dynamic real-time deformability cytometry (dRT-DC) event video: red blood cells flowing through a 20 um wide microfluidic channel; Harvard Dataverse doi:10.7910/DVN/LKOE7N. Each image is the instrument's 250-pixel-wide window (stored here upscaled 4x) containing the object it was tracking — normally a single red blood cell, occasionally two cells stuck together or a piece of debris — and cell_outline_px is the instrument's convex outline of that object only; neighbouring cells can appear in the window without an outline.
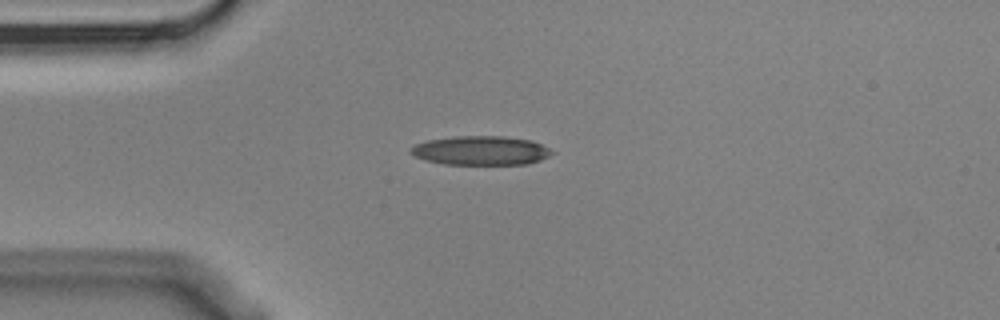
{"species": "Egyptian fruit bat (a non-hibernating species)", "species_latin": "Rousettus aegyptiacus", "temperature_condition": "cold", "stored_images_in_passage": 2, "camera_frame_rate_fps": 3000, "um_per_image_px": 0.085, "animal": {"sex": "male"}, "frame": {"image": 1, "passage_image": 1, "time_ms": 0.0, "image_size_px": [1000, 320], "cell_outline_px": [[556, 152], [540, 160], [528, 164], [444, 164], [424, 160], [408, 152], [416, 144], [428, 140], [452, 136], [504, 136], [532, 140]], "centroid_in_image_um": [40.88, 12.79], "position_along_channel_um": 44.1, "area_um2": 23.93}}
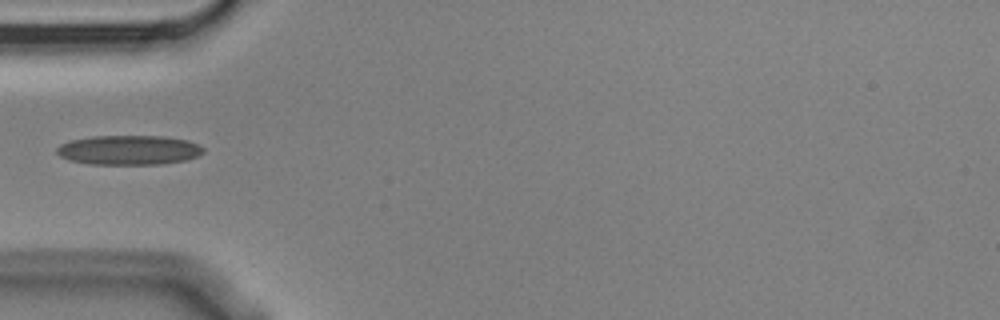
{"frame": {"image": 2, "passage_image": 2, "time_ms": 0.333, "image_size_px": [1000, 320], "cell_outline_px": [[204, 152], [188, 160], [164, 164], [88, 164], [68, 160], [60, 156], [56, 152], [56, 148], [60, 144], [72, 140], [92, 136], [164, 136], [188, 140], [204, 148]], "centroid_in_image_um": [10.95, 12.76], "position_along_channel_um": 74.1, "area_um2": 25.37}}